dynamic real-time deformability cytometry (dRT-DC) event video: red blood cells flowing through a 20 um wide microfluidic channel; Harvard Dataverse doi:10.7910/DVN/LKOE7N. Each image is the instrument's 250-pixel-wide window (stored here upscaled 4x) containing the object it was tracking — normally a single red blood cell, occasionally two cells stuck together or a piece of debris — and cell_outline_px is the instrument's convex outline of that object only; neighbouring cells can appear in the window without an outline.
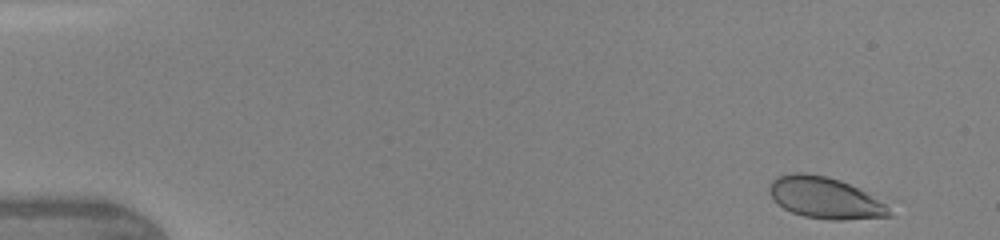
{"species": "human", "species_latin": "Homo sapiens", "temperature_condition": "warm", "stored_images_in_passage": 45, "camera_frame_rate_fps": 3000, "um_per_image_px": 0.085, "donor": {"sex": "female"}, "frame": {"image": 1, "passage_image": 2, "time_ms": 0.333, "image_size_px": [1000, 240], "cell_outline_px": [[892, 216], [844, 220], [832, 220], [804, 216], [792, 212], [784, 208], [768, 192], [768, 188], [772, 180], [776, 176], [792, 172], [804, 172], [824, 176], [840, 180], [864, 192], [884, 204], [888, 208]], "centroid_in_image_um": [70.06, 16.81], "position_along_channel_um": 14.9, "area_um2": 28.44}}
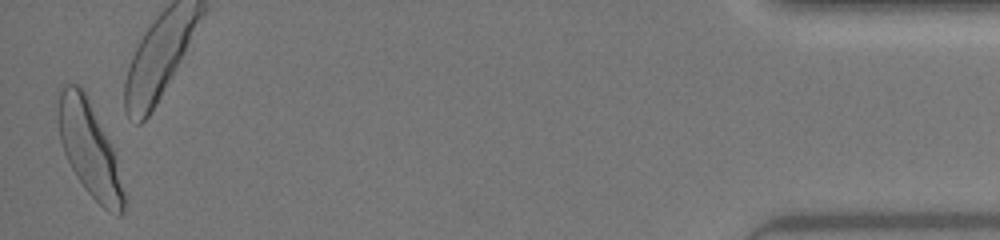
{"frame": {"image": 2, "passage_image": 45, "time_ms": 14.667, "image_size_px": [1000, 240], "cell_outline_px": [[124, 212], [120, 216], [104, 208], [88, 192], [76, 176], [64, 152], [60, 140], [56, 92], [56, 88], [64, 84], [80, 84], [84, 88], [112, 148], [124, 196]], "centroid_in_image_um": [7.53, 12.55], "position_along_channel_um": 427.7, "area_um2": 35.6}, "authors_computed_cell_mechanics": {"area_um2": 32.079, "velocity_mm_per_s": 4.3471, "shape_relaxation_time_tau1_ms": 2.2585, "shape_relaxation_time_tau2_ms": null, "deformation_change_tau1": 0.1228, "deformation_change_tau2": null}}